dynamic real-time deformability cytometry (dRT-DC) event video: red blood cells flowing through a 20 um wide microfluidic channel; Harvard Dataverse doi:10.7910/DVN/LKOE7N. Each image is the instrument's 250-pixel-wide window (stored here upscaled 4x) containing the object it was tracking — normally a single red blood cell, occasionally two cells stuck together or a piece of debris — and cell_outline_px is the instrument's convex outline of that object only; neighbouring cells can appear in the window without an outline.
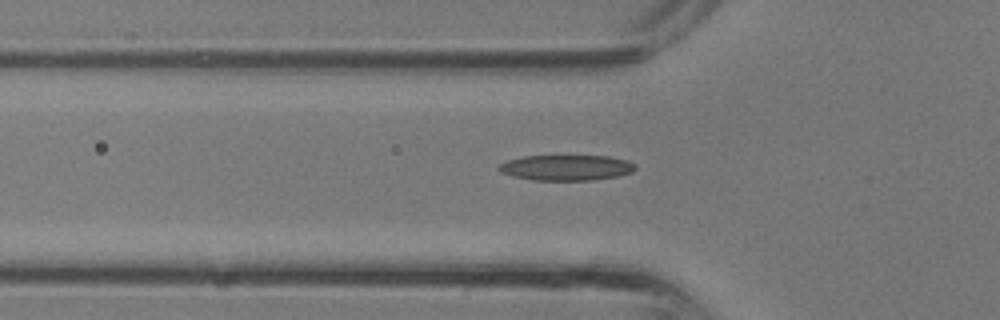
{"species": "common noctule bat (a hibernating species)", "species_latin": "Nyctalus noctula", "temperature_condition": "room temperature", "stored_images_in_passage": 24, "camera_frame_rate_fps": 3000, "um_per_image_px": 0.085, "animal": {"sex": "male", "body_mass_g": 13.3}, "frame": {"image": 1, "passage_image": 5, "time_ms": 1.333, "image_size_px": [1000, 320], "cell_outline_px": [[636, 168], [632, 172], [616, 176], [592, 180], [532, 180], [512, 176], [500, 172], [496, 168], [500, 164], [508, 160], [524, 156], [608, 156], [628, 160], [636, 164]], "centroid_in_image_um": [48.13, 14.25], "position_along_channel_um": 77.7, "area_um2": 20.35}}
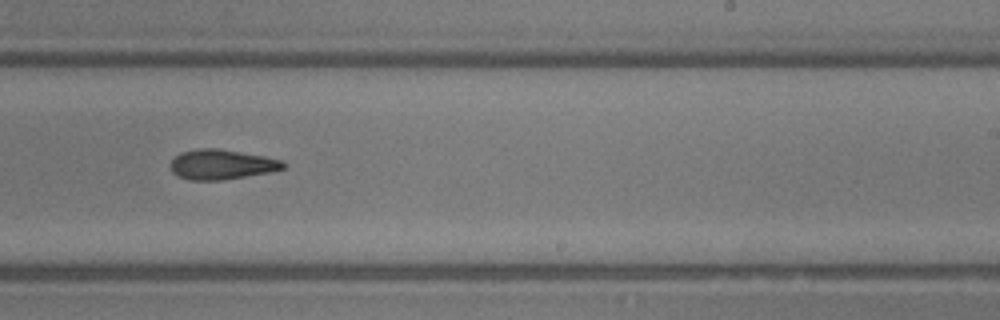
{"frame": {"image": 2, "passage_image": 15, "time_ms": 4.667, "image_size_px": [1000, 320], "cell_outline_px": [[284, 168], [268, 172], [220, 180], [192, 180], [180, 176], [172, 172], [172, 160], [180, 152], [200, 148], [216, 148], [264, 156], [284, 160]], "centroid_in_image_um": [18.84, 13.97], "position_along_channel_um": 270.2, "area_um2": 19.25}}
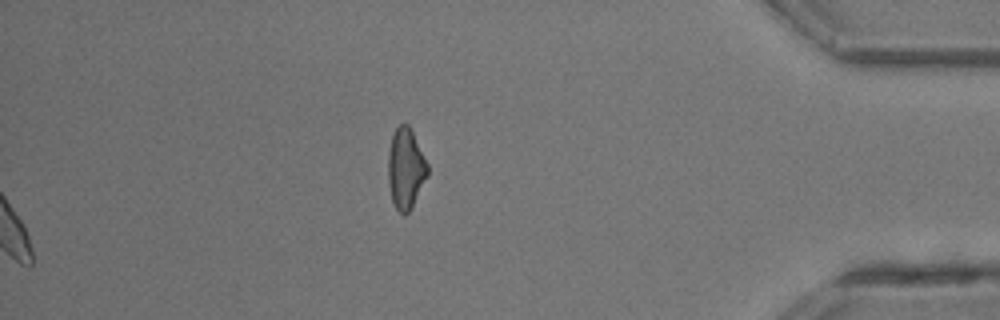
{"frame": {"image": 3, "passage_image": 24, "time_ms": 7.667, "image_size_px": [1000, 320], "cell_outline_px": [[428, 176], [412, 208], [404, 216], [396, 208], [392, 200], [388, 184], [388, 152], [392, 136], [396, 128], [400, 124], [408, 124], [428, 164]], "centroid_in_image_um": [34.48, 14.36], "position_along_channel_um": 400.7, "area_um2": 18.55}}